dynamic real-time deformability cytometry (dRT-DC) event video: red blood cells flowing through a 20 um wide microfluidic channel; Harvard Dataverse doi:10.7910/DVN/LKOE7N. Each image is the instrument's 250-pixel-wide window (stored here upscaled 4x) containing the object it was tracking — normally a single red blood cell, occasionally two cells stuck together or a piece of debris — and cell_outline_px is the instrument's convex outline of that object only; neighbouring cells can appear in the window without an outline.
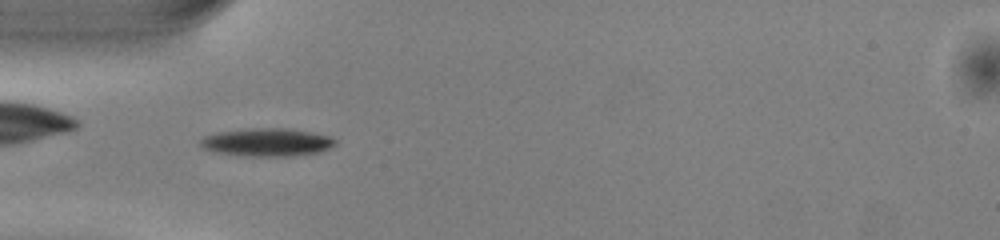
{"species": "common noctule bat (a hibernating species)", "species_latin": "Nyctalus noctula", "temperature_condition": "warm", "stored_images_in_passage": 50, "camera_frame_rate_fps": 3000, "um_per_image_px": 0.085, "animal": {"sex": "male", "body_mass_g": 13.0, "forearm_length_mm": 53.1}, "frame": {"image": 1, "passage_image": 15, "time_ms": 4.667, "image_size_px": [1000, 240], "cell_outline_px": [[336, 144], [320, 152], [292, 156], [244, 156], [216, 152], [204, 148], [200, 144], [200, 140], [204, 136], [216, 132], [248, 128], [288, 128], [312, 132], [332, 136], [336, 140]], "centroid_in_image_um": [22.71, 12.08], "position_along_channel_um": 62.3, "area_um2": 22.2}}
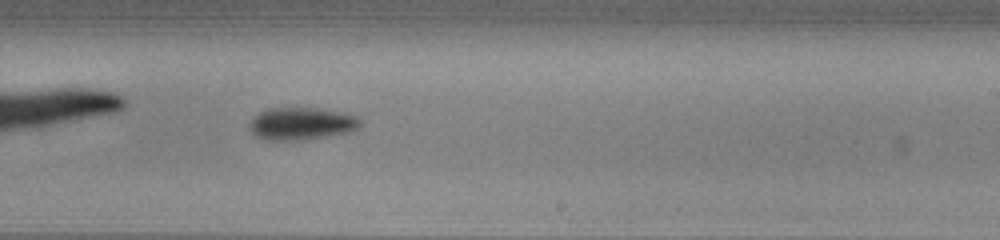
{"frame": {"image": 2, "passage_image": 30, "time_ms": 9.667, "image_size_px": [1000, 240], "cell_outline_px": [[360, 124], [352, 132], [308, 140], [264, 140], [256, 136], [252, 132], [248, 124], [260, 112], [272, 108], [316, 108], [336, 112], [352, 116], [360, 120]], "centroid_in_image_um": [25.59, 10.54], "position_along_channel_um": 263.4, "area_um2": 20.69}}
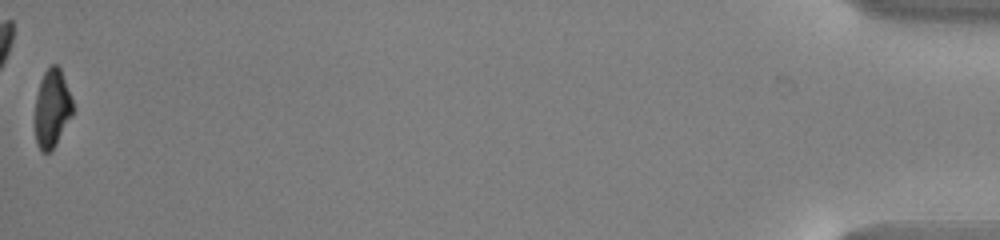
{"frame": {"image": 3, "passage_image": 50, "time_ms": 16.333, "image_size_px": [1000, 240], "cell_outline_px": [[72, 116], [52, 152], [40, 152], [36, 144], [36, 96], [40, 80], [44, 72], [52, 64], [56, 64], [60, 68], [72, 100]], "centroid_in_image_um": [4.42, 9.25], "position_along_channel_um": 430.8, "area_um2": 17.11}, "authors_computed_cell_mechanics": {"area_um2": 19.3919, "velocity_mm_per_s": 4.0623, "shape_relaxation_time_tau1_ms": 1.8638, "shape_relaxation_time_tau2_ms": null, "deformation_change_tau1": 0.1344, "deformation_change_tau2": null}}